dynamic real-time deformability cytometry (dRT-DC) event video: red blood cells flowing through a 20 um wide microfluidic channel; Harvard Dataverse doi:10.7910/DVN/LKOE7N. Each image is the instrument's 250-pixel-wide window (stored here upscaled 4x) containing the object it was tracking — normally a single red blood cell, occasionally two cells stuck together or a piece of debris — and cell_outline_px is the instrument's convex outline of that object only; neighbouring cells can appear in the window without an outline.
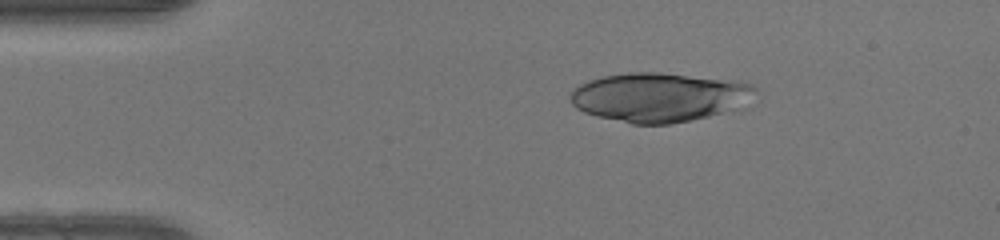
{"species": "human", "species_latin": "Homo sapiens", "temperature_condition": "warm", "stored_images_in_passage": 41, "camera_frame_rate_fps": 3000, "um_per_image_px": 0.085, "donor": {"sex": "female"}, "frame": {"image": 1, "passage_image": 1, "time_ms": 0.0, "image_size_px": [1000, 240], "cell_outline_px": [[760, 88], [748, 108], [740, 112], [668, 124], [632, 124], [596, 116], [584, 112], [576, 108], [572, 104], [568, 96], [572, 88], [588, 80], [604, 76], [628, 72], [660, 72], [732, 80], [752, 84]], "centroid_in_image_um": [56.17, 8.28], "position_along_channel_um": 28.8, "area_um2": 54.68}}